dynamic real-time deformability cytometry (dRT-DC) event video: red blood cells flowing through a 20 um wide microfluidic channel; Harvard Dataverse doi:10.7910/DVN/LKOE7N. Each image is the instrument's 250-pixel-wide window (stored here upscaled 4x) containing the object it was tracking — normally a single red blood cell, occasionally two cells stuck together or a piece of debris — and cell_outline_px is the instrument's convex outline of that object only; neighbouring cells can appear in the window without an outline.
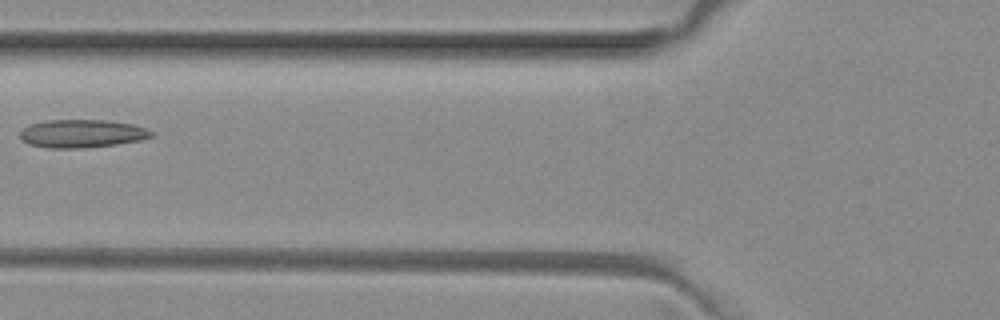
{"species": "common noctule bat (a hibernating species)", "species_latin": "Nyctalus noctula", "temperature_condition": "room temperature", "stored_images_in_passage": 5, "camera_frame_rate_fps": 3000, "um_per_image_px": 0.085, "animal": {"sex": "female", "body_mass_g": 29.2, "forearm_length_mm": 56.3}, "frame": {"image": 1, "passage_image": 5, "time_ms": 1.333, "image_size_px": [1000, 320], "cell_outline_px": [[156, 136], [140, 140], [116, 144], [88, 148], [48, 148], [28, 144], [20, 140], [20, 132], [24, 128], [32, 124], [48, 120], [108, 120], [132, 124], [144, 128], [152, 132]], "centroid_in_image_um": [6.96, 11.36], "position_along_channel_um": 118.8, "area_um2": 21.56}}